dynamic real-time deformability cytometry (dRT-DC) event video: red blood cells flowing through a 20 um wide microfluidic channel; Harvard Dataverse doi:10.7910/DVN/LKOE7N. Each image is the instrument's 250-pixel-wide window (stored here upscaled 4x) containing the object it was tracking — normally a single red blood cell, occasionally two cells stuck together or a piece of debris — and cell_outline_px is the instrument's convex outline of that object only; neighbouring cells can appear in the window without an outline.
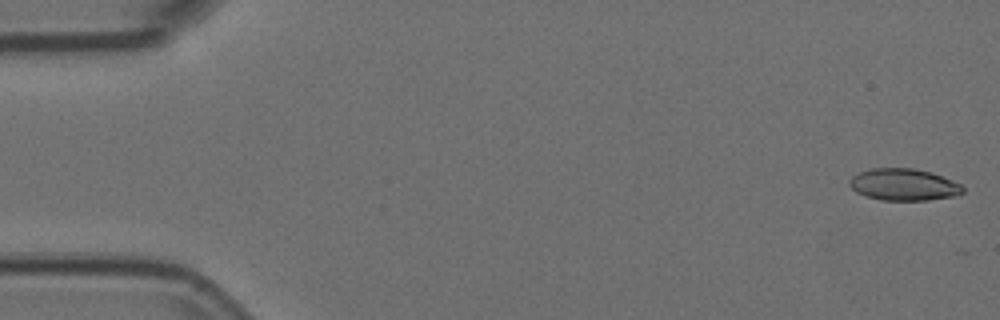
{"species": "Egyptian fruit bat (a non-hibernating species)", "species_latin": "Rousettus aegyptiacus", "temperature_condition": "room temperature", "stored_images_in_passage": 49, "camera_frame_rate_fps": 3000, "um_per_image_px": 0.085, "animal": {"sex": "female"}, "frame": {"image": 1, "passage_image": 1, "time_ms": 0.0, "image_size_px": [1000, 320], "cell_outline_px": [[964, 192], [960, 196], [928, 200], [880, 200], [864, 196], [856, 192], [848, 184], [848, 180], [852, 176], [860, 172], [872, 168], [912, 168], [932, 172], [960, 184], [964, 188]], "centroid_in_image_um": [76.82, 15.7], "position_along_channel_um": 8.2, "area_um2": 21.27}}
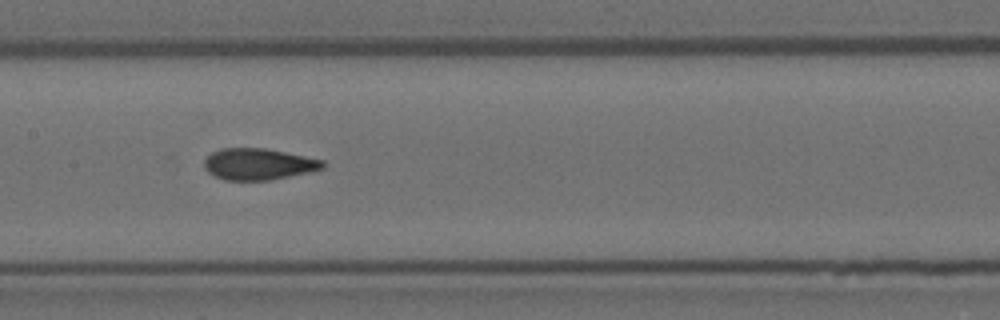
{"frame": {"image": 2, "passage_image": 26, "time_ms": 8.333, "image_size_px": [1000, 320], "cell_outline_px": [[324, 168], [308, 172], [272, 180], [224, 180], [208, 172], [204, 168], [204, 160], [212, 152], [220, 148], [264, 148], [324, 160]], "centroid_in_image_um": [21.94, 13.95], "position_along_channel_um": 185.5, "area_um2": 21.62}}
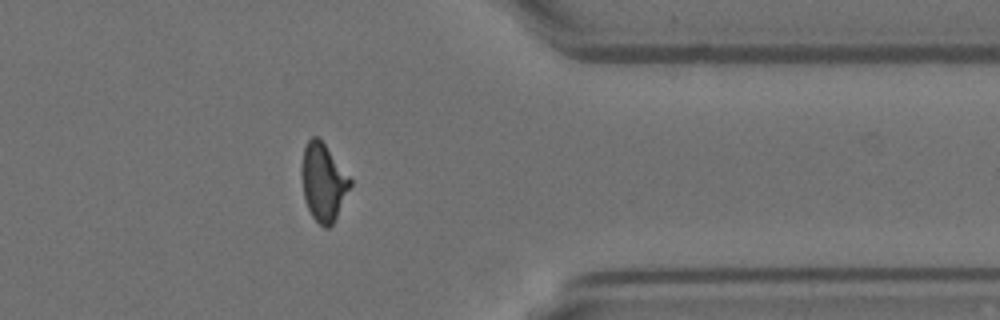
{"frame": {"image": 3, "passage_image": 43, "time_ms": 14.0, "image_size_px": [1000, 320], "cell_outline_px": [[352, 184], [332, 224], [328, 228], [324, 228], [312, 216], [308, 208], [304, 196], [300, 172], [300, 168], [304, 148], [308, 140], [312, 136], [316, 136], [324, 144], [352, 180]], "centroid_in_image_um": [27.46, 15.48], "position_along_channel_um": 383.9, "area_um2": 21.62}}